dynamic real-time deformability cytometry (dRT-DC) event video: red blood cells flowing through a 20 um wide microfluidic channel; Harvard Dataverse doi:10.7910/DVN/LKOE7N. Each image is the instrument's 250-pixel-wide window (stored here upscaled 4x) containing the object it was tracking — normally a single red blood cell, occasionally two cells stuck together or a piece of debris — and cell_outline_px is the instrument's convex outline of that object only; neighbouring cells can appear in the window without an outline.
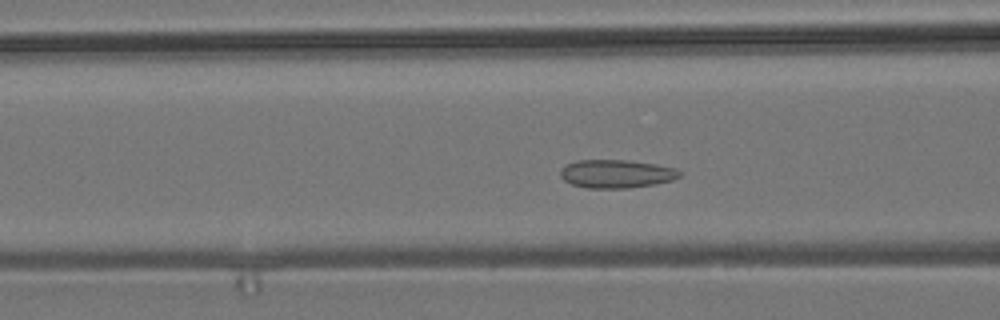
{"species": "common noctule bat (a hibernating species)", "species_latin": "Nyctalus noctula", "temperature_condition": "room temperature", "stored_images_in_passage": 50, "camera_frame_rate_fps": 3000, "um_per_image_px": 0.085, "animal": {"sex": "male", "body_mass_g": 19.2, "forearm_length_mm": 51.8}, "frame": {"image": 1, "passage_image": 17, "time_ms": 5.333, "image_size_px": [1000, 320], "cell_outline_px": [[680, 176], [672, 180], [656, 184], [628, 188], [584, 188], [572, 184], [564, 180], [560, 176], [560, 168], [576, 160], [624, 160], [656, 164], [676, 168], [680, 172]], "centroid_in_image_um": [52.37, 14.78], "position_along_channel_um": 114.2, "area_um2": 19.71}}
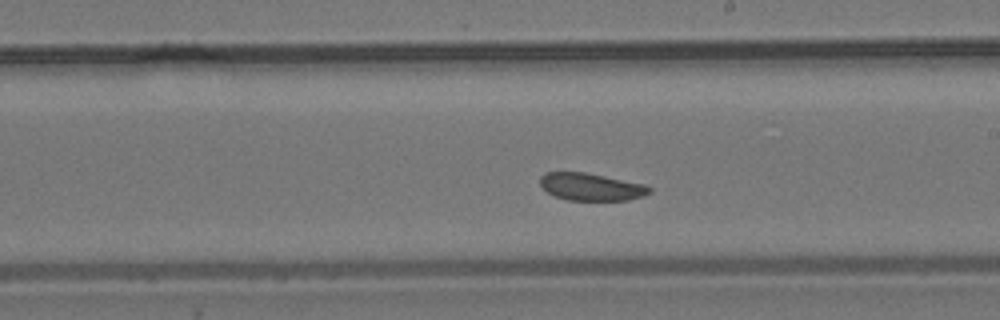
{"frame": {"image": 2, "passage_image": 27, "time_ms": 8.667, "image_size_px": [1000, 320], "cell_outline_px": [[652, 192], [644, 196], [628, 200], [568, 200], [552, 196], [540, 184], [540, 176], [544, 172], [584, 172], [644, 184], [652, 188]], "centroid_in_image_um": [50.24, 15.88], "position_along_channel_um": 238.8, "area_um2": 17.51}}
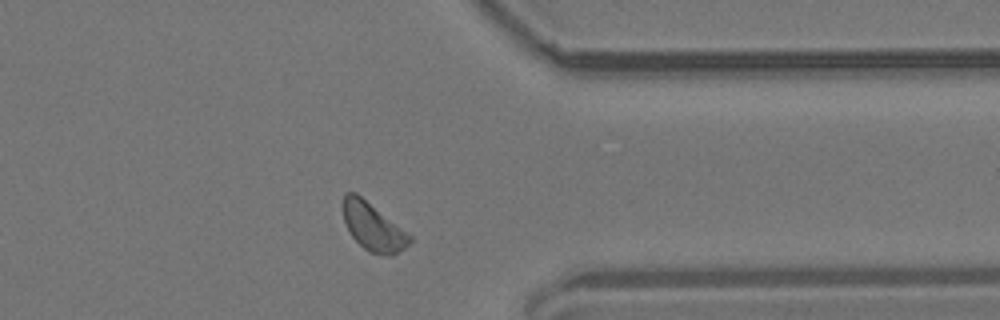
{"frame": {"image": 3, "passage_image": 39, "time_ms": 12.667, "image_size_px": [1000, 320], "cell_outline_px": [[412, 240], [404, 248], [392, 256], [384, 256], [368, 252], [352, 236], [344, 220], [344, 192], [356, 192], [412, 236]], "centroid_in_image_um": [31.72, 19.3], "position_along_channel_um": 379.7, "area_um2": 18.26}, "authors_computed_cell_mechanics": {"area_um2": 18.6405, "velocity_mm_per_s": 3.7429, "shape_relaxation_time_tau1_ms": null, "shape_relaxation_time_tau2_ms": 1.6638, "deformation_change_tau1": null, "deformation_change_tau2": 0.055}}